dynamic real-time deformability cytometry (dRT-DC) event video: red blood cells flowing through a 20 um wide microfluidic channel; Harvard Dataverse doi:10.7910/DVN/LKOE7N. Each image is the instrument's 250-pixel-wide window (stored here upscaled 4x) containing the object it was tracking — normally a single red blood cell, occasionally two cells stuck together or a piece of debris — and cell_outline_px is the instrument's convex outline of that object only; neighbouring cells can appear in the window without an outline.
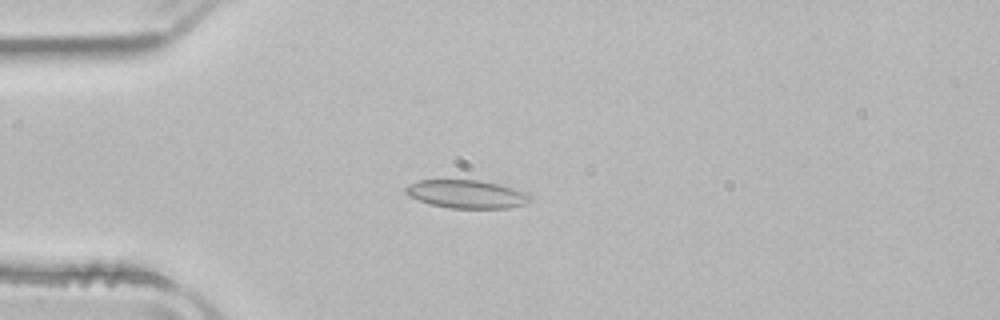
{"species": "common noctule bat (a hibernating species)", "species_latin": "Nyctalus noctula", "temperature_condition": "room temperature", "stored_images_in_passage": 52, "camera_frame_rate_fps": 3000, "um_per_image_px": 0.085, "animal": {"sex": "male", "body_mass_g": 21.5, "forearm_length_mm": 52.0}, "frame": {"image": 1, "passage_image": 14, "time_ms": 4.333, "image_size_px": [1000, 320], "cell_outline_px": [[532, 200], [524, 204], [508, 208], [452, 208], [432, 204], [408, 196], [404, 192], [404, 188], [408, 184], [416, 180], [480, 180], [528, 192], [532, 196]], "centroid_in_image_um": [39.66, 16.49], "position_along_channel_um": 45.3, "area_um2": 20.46}}
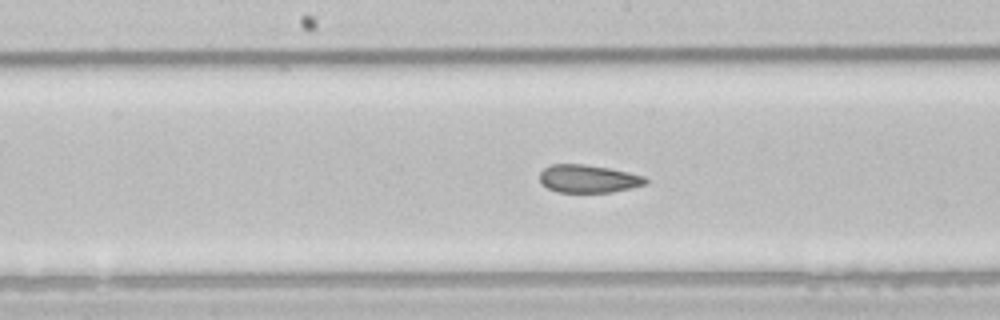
{"frame": {"image": 2, "passage_image": 27, "time_ms": 8.667, "image_size_px": [1000, 320], "cell_outline_px": [[648, 184], [632, 188], [612, 192], [556, 192], [540, 184], [540, 172], [544, 168], [552, 164], [584, 164], [608, 168], [628, 172], [644, 176], [648, 180]], "centroid_in_image_um": [50.01, 15.2], "position_along_channel_um": 198.2, "area_um2": 17.34}}
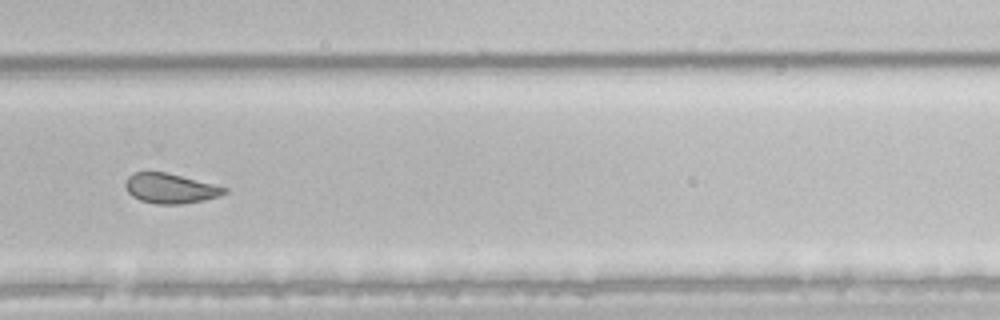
{"frame": {"image": 3, "passage_image": 36, "time_ms": 11.667, "image_size_px": [1000, 320], "cell_outline_px": [[228, 192], [220, 196], [204, 200], [180, 204], [156, 204], [140, 200], [132, 196], [124, 188], [124, 184], [128, 176], [136, 172], [164, 172], [228, 188]], "centroid_in_image_um": [14.45, 16.02], "position_along_channel_um": 315.3, "area_um2": 17.11}, "authors_computed_cell_mechanics": {"area_um2": 19.9699, "velocity_mm_per_s": 3.9287, "shape_relaxation_time_tau1_ms": null, "shape_relaxation_time_tau2_ms": 2.6055, "deformation_change_tau1": null, "deformation_change_tau2": 0.0669}}